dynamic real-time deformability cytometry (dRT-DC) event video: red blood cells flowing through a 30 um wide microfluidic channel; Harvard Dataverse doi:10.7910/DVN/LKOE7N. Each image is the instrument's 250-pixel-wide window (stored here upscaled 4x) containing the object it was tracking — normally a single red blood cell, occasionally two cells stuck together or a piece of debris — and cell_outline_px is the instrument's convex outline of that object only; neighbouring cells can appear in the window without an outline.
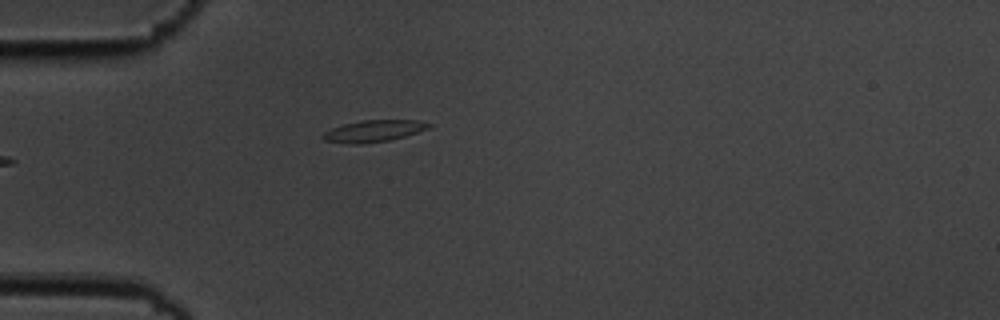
{"species": "common noctule bat (a hibernating species)", "species_latin": "Nyctalus noctula", "temperature_condition": "cold", "stored_images_in_passage": 6, "camera_frame_rate_fps": 3000, "um_per_image_px": 0.085, "animal": {"sex": "male", "body_mass_g": 19.5, "forearm_length_mm": 54.6}, "frame": {"image": 1, "passage_image": 6, "time_ms": 1.667, "image_size_px": [1000, 320], "cell_outline_px": [[432, 124], [428, 128], [404, 136], [388, 140], [360, 144], [348, 144], [324, 140], [320, 136], [324, 132], [332, 128], [344, 124], [364, 120], [416, 120]], "centroid_in_image_um": [31.7, 11.14], "position_along_channel_um": 53.3, "area_um2": 13.18}}